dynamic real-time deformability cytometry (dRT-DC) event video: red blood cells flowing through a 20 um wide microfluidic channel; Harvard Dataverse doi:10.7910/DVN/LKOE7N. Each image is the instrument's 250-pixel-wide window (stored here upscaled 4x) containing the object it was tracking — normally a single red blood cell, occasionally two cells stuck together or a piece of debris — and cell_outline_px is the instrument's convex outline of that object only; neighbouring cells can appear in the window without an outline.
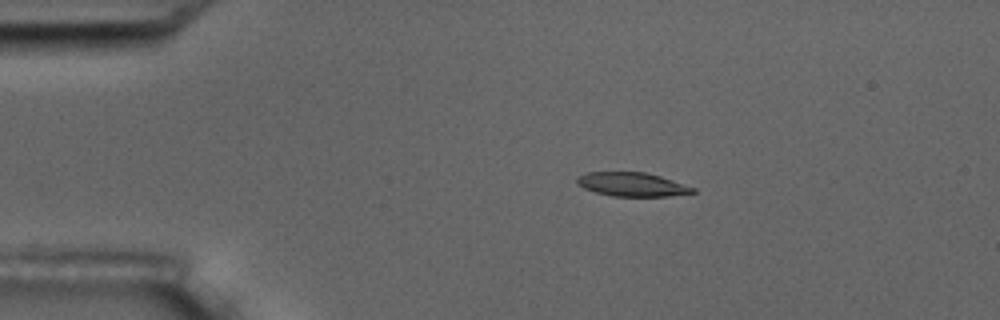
{"species": "common noctule bat (a hibernating species)", "species_latin": "Nyctalus noctula", "temperature_condition": "room temperature", "stored_images_in_passage": 5, "camera_frame_rate_fps": 3000, "um_per_image_px": 0.085, "animal": {"sex": "male", "body_mass_g": 17.5, "forearm_length_mm": 52.3}, "frame": {"image": 1, "passage_image": 4, "time_ms": 3.333, "image_size_px": [1000, 320], "cell_outline_px": [[696, 192], [668, 196], [612, 196], [596, 192], [584, 188], [576, 184], [576, 176], [588, 172], [644, 172], [660, 176], [696, 188]], "centroid_in_image_um": [53.7, 15.67], "position_along_channel_um": 31.3, "area_um2": 16.07}}